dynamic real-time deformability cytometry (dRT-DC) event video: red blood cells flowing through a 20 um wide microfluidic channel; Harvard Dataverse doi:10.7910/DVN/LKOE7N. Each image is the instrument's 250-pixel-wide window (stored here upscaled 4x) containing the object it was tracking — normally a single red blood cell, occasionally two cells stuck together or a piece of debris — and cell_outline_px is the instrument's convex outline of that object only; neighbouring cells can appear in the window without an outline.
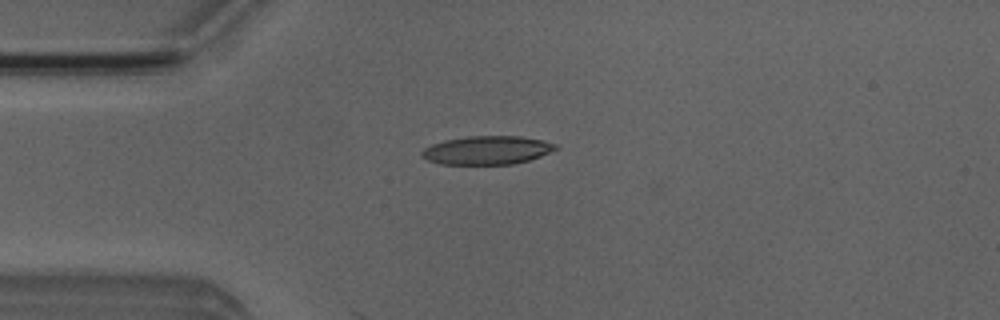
{"species": "Egyptian fruit bat (a non-hibernating species)", "species_latin": "Rousettus aegyptiacus", "temperature_condition": "room temperature", "stored_images_in_passage": 39, "camera_frame_rate_fps": 3000, "um_per_image_px": 0.085, "animal": {"sex": "male"}, "frame": {"image": 1, "passage_image": 1, "time_ms": 0.0, "image_size_px": [1000, 320], "cell_outline_px": [[560, 148], [540, 156], [528, 160], [512, 164], [440, 164], [428, 160], [420, 156], [420, 152], [424, 148], [432, 144], [444, 140], [468, 136], [520, 136], [544, 140], [556, 144]], "centroid_in_image_um": [41.4, 12.76], "position_along_channel_um": 43.6, "area_um2": 22.31}}
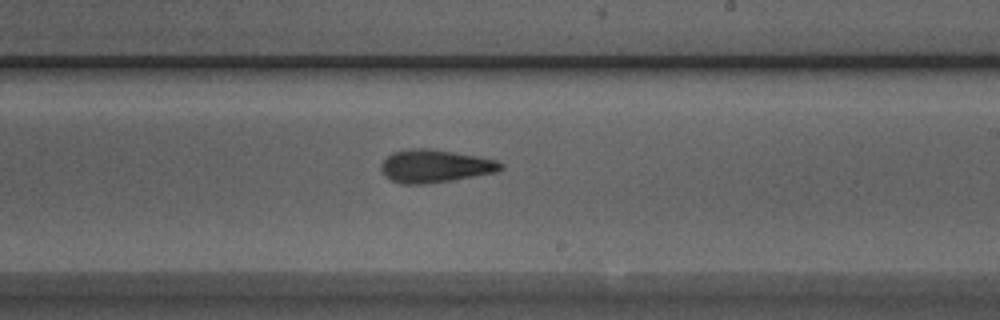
{"frame": {"image": 2, "passage_image": 18, "time_ms": 5.667, "image_size_px": [1000, 320], "cell_outline_px": [[504, 168], [496, 172], [452, 180], [424, 184], [400, 184], [384, 176], [380, 168], [380, 164], [392, 152], [412, 148], [428, 148], [476, 156], [496, 160], [504, 164]], "centroid_in_image_um": [36.95, 14.12], "position_along_channel_um": 252.1, "area_um2": 22.89}}
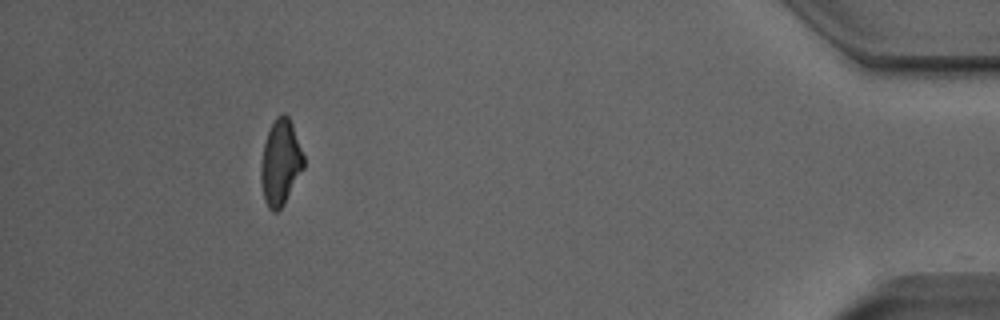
{"frame": {"image": 3, "passage_image": 35, "time_ms": 11.333, "image_size_px": [1000, 320], "cell_outline_px": [[304, 168], [284, 204], [276, 212], [272, 212], [268, 208], [264, 200], [260, 184], [260, 168], [264, 144], [268, 132], [276, 116], [284, 112], [288, 116], [292, 124], [304, 156]], "centroid_in_image_um": [23.83, 13.84], "position_along_channel_um": 411.4, "area_um2": 21.39}, "authors_computed_cell_mechanics": {"area_um2": 22.253, "velocity_mm_per_s": 3.9881, "shape_relaxation_time_tau1_ms": 3.8029, "shape_relaxation_time_tau2_ms": 3.1192, "deformation_change_tau1": 0.1751, "deformation_change_tau2": 0.1349}}